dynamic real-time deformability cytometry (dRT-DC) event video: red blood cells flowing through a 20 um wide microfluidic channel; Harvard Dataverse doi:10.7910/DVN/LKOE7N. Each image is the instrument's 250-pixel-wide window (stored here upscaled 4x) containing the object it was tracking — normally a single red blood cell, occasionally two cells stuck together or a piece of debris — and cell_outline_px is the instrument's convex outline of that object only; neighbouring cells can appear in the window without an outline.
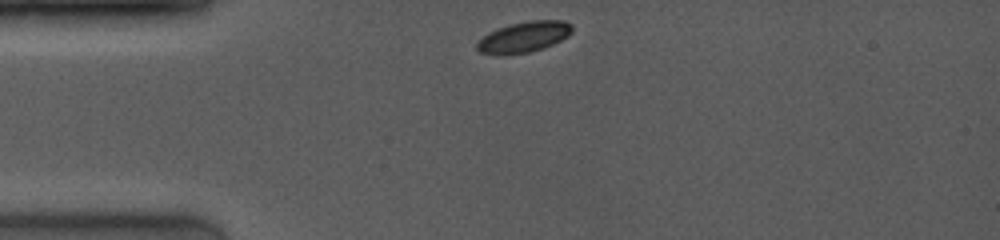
{"species": "common noctule bat (a hibernating species)", "species_latin": "Nyctalus noctula", "temperature_condition": "room temperature", "stored_images_in_passage": 25, "camera_frame_rate_fps": 4000, "um_per_image_px": 0.085, "animal": {"sex": "female", "body_mass_g": 19.0, "forearm_length_mm": 53.3}, "frame": {"image": 1, "passage_image": 1, "time_ms": 0.0, "image_size_px": [1000, 240], "cell_outline_px": [[572, 32], [568, 36], [552, 44], [528, 52], [504, 56], [496, 56], [480, 52], [476, 48], [476, 44], [488, 32], [508, 24], [528, 20], [564, 20], [572, 24]], "centroid_in_image_um": [44.5, 3.14], "position_along_channel_um": 40.5, "area_um2": 17.22}}
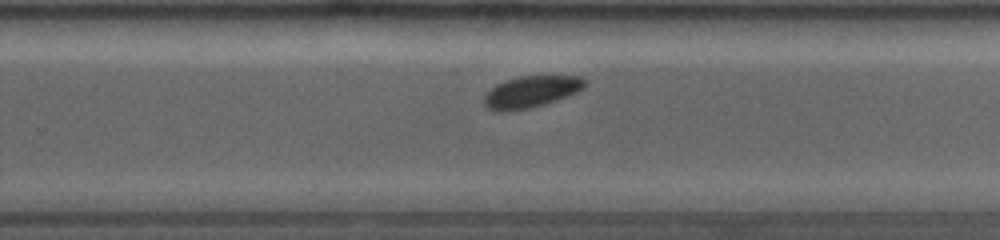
{"frame": {"image": 2, "passage_image": 17, "time_ms": 6.75, "image_size_px": [1000, 240], "cell_outline_px": [[584, 88], [568, 96], [544, 104], [512, 112], [492, 112], [484, 104], [484, 96], [496, 84], [520, 76], [580, 76], [584, 80]], "centroid_in_image_um": [45.1, 7.82], "position_along_channel_um": 284.7, "area_um2": 18.5}}
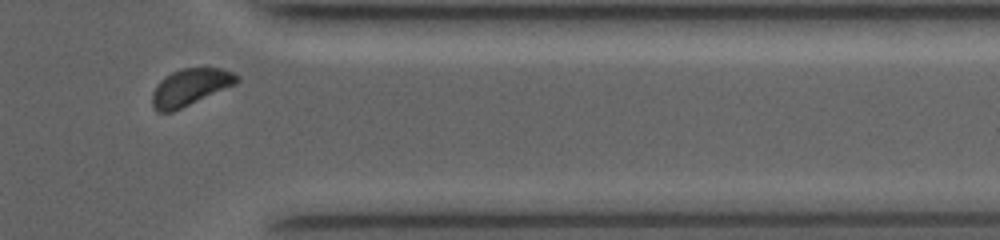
{"frame": {"image": 3, "passage_image": 23, "time_ms": 9.5, "image_size_px": [1000, 240], "cell_outline_px": [[240, 80], [236, 84], [172, 112], [156, 112], [152, 104], [152, 92], [156, 84], [164, 76], [180, 68], [224, 68], [240, 76]], "centroid_in_image_um": [16.16, 7.4], "position_along_channel_um": 395.2, "area_um2": 18.32}, "authors_computed_cell_mechanics": {"area_um2": 18.496, "velocity_mm_per_s": 4.0298, "shape_relaxation_time_tau1_ms": 2.544, "shape_relaxation_time_tau2_ms": 3.5659, "deformation_change_tau1": 0.0732, "deformation_change_tau2": 0.0501}}